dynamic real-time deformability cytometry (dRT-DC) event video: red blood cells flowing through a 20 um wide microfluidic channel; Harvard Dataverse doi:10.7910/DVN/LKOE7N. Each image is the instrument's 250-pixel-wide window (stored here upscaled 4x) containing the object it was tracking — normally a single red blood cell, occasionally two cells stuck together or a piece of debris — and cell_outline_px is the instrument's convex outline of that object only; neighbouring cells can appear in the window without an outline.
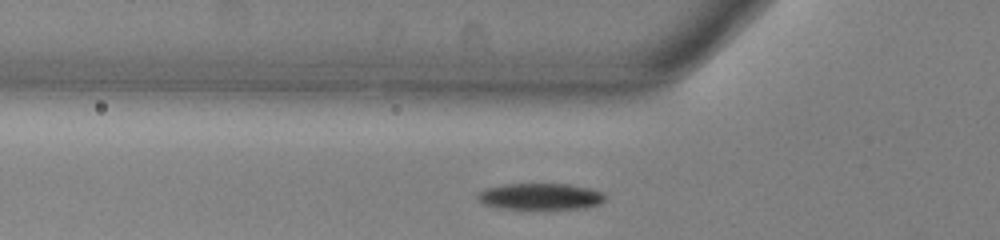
{"species": "common noctule bat (a hibernating species)", "species_latin": "Nyctalus noctula", "temperature_condition": "warm", "stored_images_in_passage": 34, "camera_frame_rate_fps": 3000, "um_per_image_px": 0.085, "animal": {"sex": "male", "body_mass_g": 13.0, "forearm_length_mm": 53.1}, "frame": {"image": 1, "passage_image": 4, "time_ms": 1.0, "image_size_px": [1000, 240], "cell_outline_px": [[604, 200], [600, 204], [588, 208], [500, 208], [484, 204], [476, 196], [480, 192], [488, 188], [504, 184], [568, 184], [588, 188], [600, 192], [604, 196]], "centroid_in_image_um": [45.94, 16.69], "position_along_channel_um": 79.9, "area_um2": 19.19}}
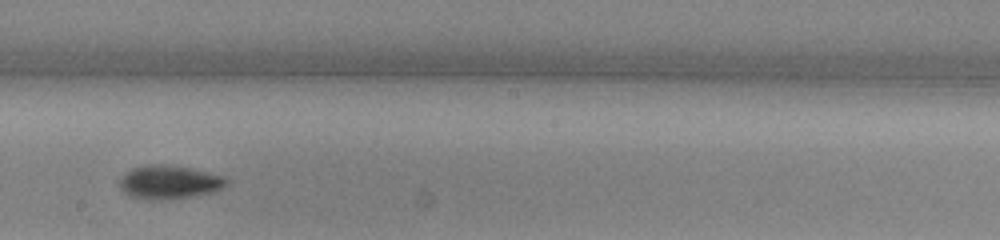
{"frame": {"image": 2, "passage_image": 16, "time_ms": 5.0, "image_size_px": [1000, 240], "cell_outline_px": [[232, 180], [224, 188], [216, 192], [160, 200], [132, 196], [124, 192], [120, 188], [120, 176], [132, 168], [148, 164], [160, 164], [188, 168], [228, 176]], "centroid_in_image_um": [14.46, 15.47], "position_along_channel_um": 233.7, "area_um2": 20.92}}
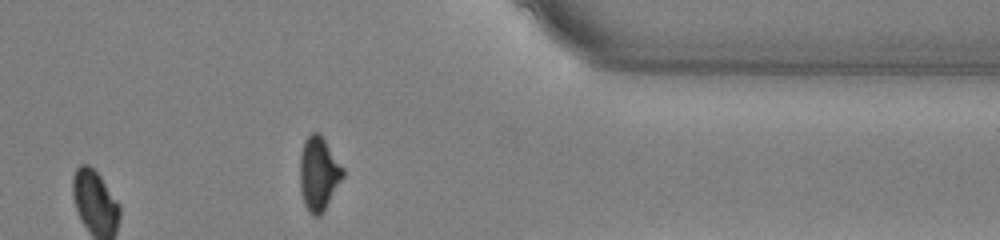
{"frame": {"image": 3, "passage_image": 29, "time_ms": 9.333, "image_size_px": [1000, 240], "cell_outline_px": [[344, 176], [320, 216], [312, 216], [308, 212], [304, 204], [300, 192], [300, 156], [304, 140], [312, 132], [320, 132], [344, 168]], "centroid_in_image_um": [27.08, 14.75], "position_along_channel_um": 384.3, "area_um2": 18.61}, "authors_computed_cell_mechanics": {"area_um2": 19.9121, "velocity_mm_per_s": 3.8374, "shape_relaxation_time_tau1_ms": 2.5313, "shape_relaxation_time_tau2_ms": null, "deformation_change_tau1": 0.1412, "deformation_change_tau2": null}}